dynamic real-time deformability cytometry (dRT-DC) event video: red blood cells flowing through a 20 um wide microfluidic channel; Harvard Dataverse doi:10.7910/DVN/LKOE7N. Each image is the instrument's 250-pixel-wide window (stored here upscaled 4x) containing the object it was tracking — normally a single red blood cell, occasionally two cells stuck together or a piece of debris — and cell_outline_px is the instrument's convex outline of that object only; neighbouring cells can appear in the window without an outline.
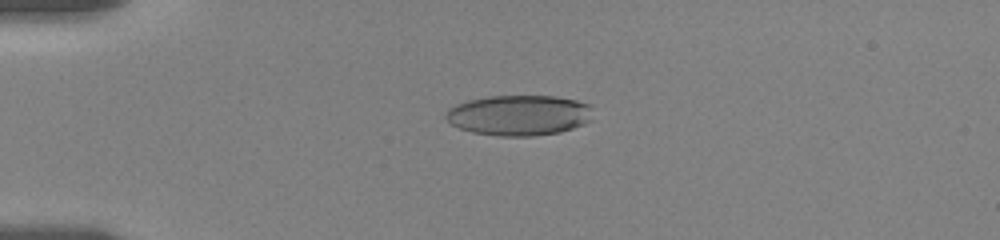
{"species": "human", "species_latin": "Homo sapiens", "temperature_condition": "room temperature", "stored_images_in_passage": 36, "camera_frame_rate_fps": 3000, "um_per_image_px": 0.085, "donor": {"sex": "female"}, "frame": {"image": 1, "passage_image": 9, "time_ms": 4.0, "image_size_px": [1000, 240], "cell_outline_px": [[588, 120], [584, 124], [560, 132], [532, 136], [500, 136], [472, 132], [460, 128], [452, 124], [444, 116], [448, 108], [456, 104], [468, 100], [488, 96], [556, 96], [576, 100], [588, 104]], "centroid_in_image_um": [44.05, 9.79], "position_along_channel_um": 41.0, "area_um2": 34.33}}
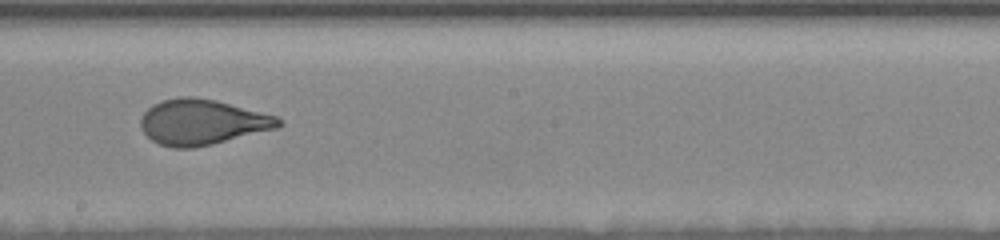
{"frame": {"image": 2, "passage_image": 22, "time_ms": 10.333, "image_size_px": [1000, 240], "cell_outline_px": [[284, 124], [276, 128], [212, 144], [192, 148], [172, 148], [160, 144], [152, 140], [140, 128], [140, 120], [144, 112], [152, 104], [160, 100], [180, 96], [192, 96], [216, 100], [276, 116], [284, 120]], "centroid_in_image_um": [17.16, 10.37], "position_along_channel_um": 231.0, "area_um2": 36.53}}
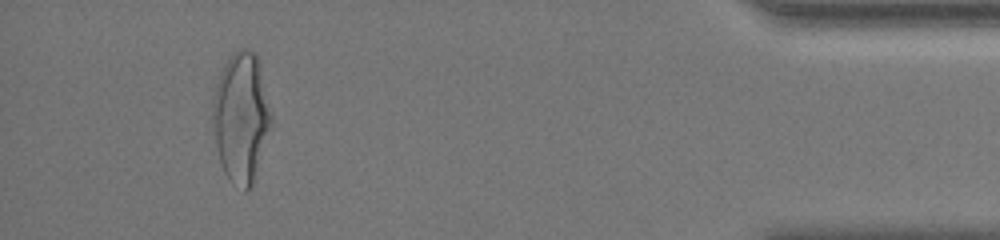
{"frame": {"image": 3, "passage_image": 35, "time_ms": 17.0, "image_size_px": [1000, 240], "cell_outline_px": [[272, 128], [252, 188], [244, 192], [228, 180], [224, 172], [220, 160], [216, 144], [212, 108], [212, 104], [216, 88], [224, 64], [232, 52], [240, 48], [244, 48], [256, 52], [260, 60], [272, 112]], "centroid_in_image_um": [20.56, 9.99], "position_along_channel_um": 414.6, "area_um2": 45.03}, "authors_computed_cell_mechanics": {"area_um2": 35.7493, "velocity_mm_per_s": 3.5609, "shape_relaxation_time_tau1_ms": 5.2807, "shape_relaxation_time_tau2_ms": null, "deformation_change_tau1": 0.183, "deformation_change_tau2": null}}